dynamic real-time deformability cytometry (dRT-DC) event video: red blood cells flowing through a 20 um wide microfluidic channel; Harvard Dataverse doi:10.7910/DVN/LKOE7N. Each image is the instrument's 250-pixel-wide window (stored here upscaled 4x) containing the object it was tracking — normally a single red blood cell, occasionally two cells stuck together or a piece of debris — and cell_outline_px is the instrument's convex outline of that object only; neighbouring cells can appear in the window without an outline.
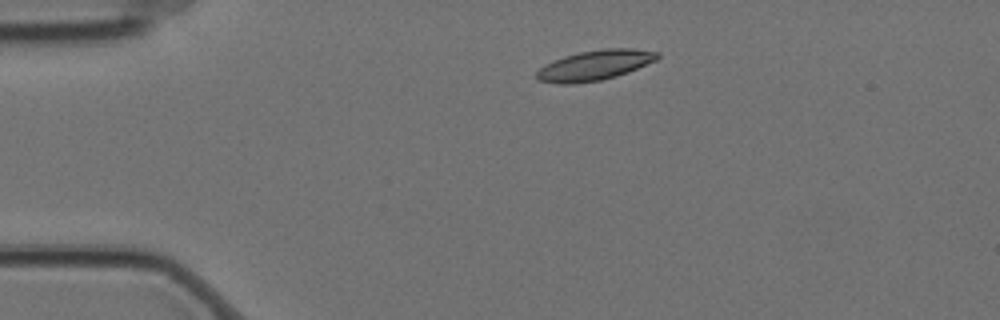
{"species": "Egyptian fruit bat (a non-hibernating species)", "species_latin": "Rousettus aegyptiacus", "temperature_condition": "cold", "stored_images_in_passage": 3, "camera_frame_rate_fps": 3000, "um_per_image_px": 0.085, "animal": {"sex": "female"}, "frame": {"image": 1, "passage_image": 1, "time_ms": 0.0, "image_size_px": [1000, 320], "cell_outline_px": [[660, 56], [656, 60], [628, 72], [616, 76], [600, 80], [572, 84], [560, 84], [540, 80], [536, 76], [536, 72], [544, 64], [552, 60], [564, 56], [580, 52], [604, 48], [632, 48], [660, 52]], "centroid_in_image_um": [50.56, 5.53], "position_along_channel_um": 34.4, "area_um2": 21.15}}
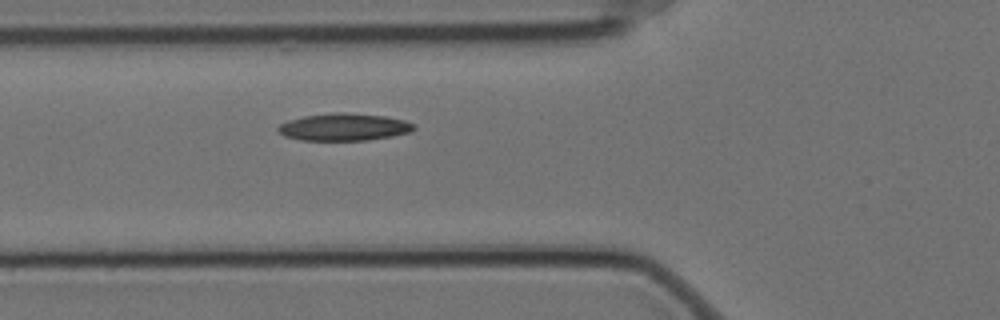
{"frame": {"image": 2, "passage_image": 3, "time_ms": 0.667, "image_size_px": [1000, 320], "cell_outline_px": [[416, 128], [408, 132], [392, 136], [368, 140], [300, 140], [284, 136], [276, 128], [280, 124], [288, 120], [304, 116], [340, 112], [384, 116], [404, 120], [416, 124]], "centroid_in_image_um": [29.23, 10.8], "position_along_channel_um": 96.6, "area_um2": 21.44}}